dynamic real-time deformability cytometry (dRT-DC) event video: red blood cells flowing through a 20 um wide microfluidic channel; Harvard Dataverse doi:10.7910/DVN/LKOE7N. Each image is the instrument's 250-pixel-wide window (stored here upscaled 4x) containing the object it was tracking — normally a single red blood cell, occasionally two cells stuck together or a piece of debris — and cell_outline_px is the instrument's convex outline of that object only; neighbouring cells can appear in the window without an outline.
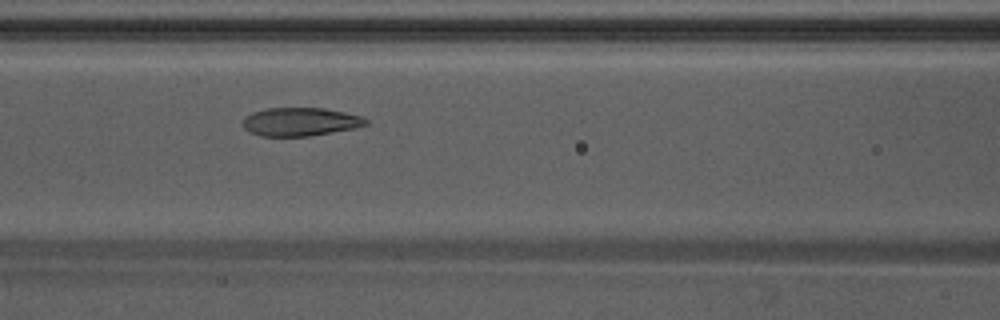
{"species": "Egyptian fruit bat (a non-hibernating species)", "species_latin": "Rousettus aegyptiacus", "temperature_condition": "warm", "stored_images_in_passage": 42, "camera_frame_rate_fps": 3000, "um_per_image_px": 0.085, "animal": {"sex": "male"}, "frame": {"image": 1, "passage_image": 18, "time_ms": 5.667, "image_size_px": [1000, 320], "cell_outline_px": [[368, 124], [356, 128], [308, 136], [260, 136], [248, 132], [244, 128], [244, 116], [252, 112], [268, 108], [324, 108], [364, 116], [368, 120]], "centroid_in_image_um": [25.54, 10.35], "position_along_channel_um": 141.1, "area_um2": 20.46}}
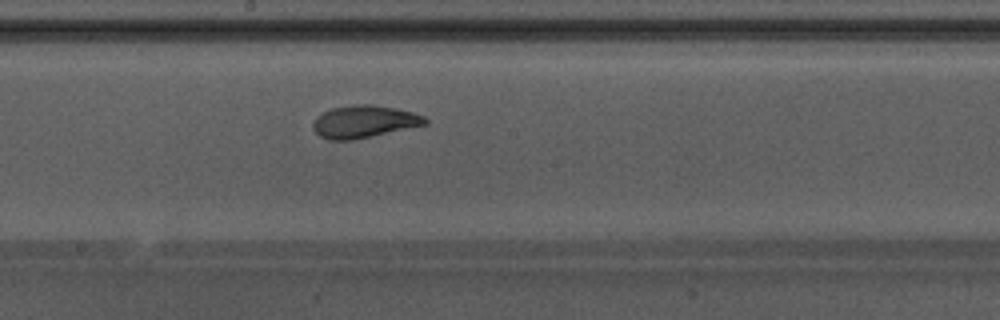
{"frame": {"image": 2, "passage_image": 24, "time_ms": 7.667, "image_size_px": [1000, 320], "cell_outline_px": [[428, 124], [352, 140], [328, 140], [320, 136], [312, 128], [312, 124], [316, 116], [332, 108], [352, 104], [372, 104], [412, 112], [424, 116], [428, 120]], "centroid_in_image_um": [30.92, 10.34], "position_along_channel_um": 217.3, "area_um2": 21.1}}
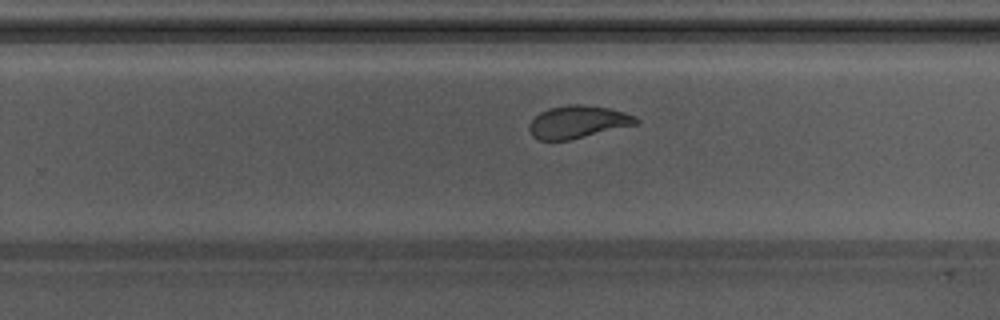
{"frame": {"image": 3, "passage_image": 29, "time_ms": 9.333, "image_size_px": [1000, 320], "cell_outline_px": [[640, 120], [636, 124], [568, 140], [540, 140], [532, 136], [528, 128], [528, 124], [540, 112], [548, 108], [568, 104], [584, 104], [608, 108], [624, 112], [636, 116]], "centroid_in_image_um": [49.09, 10.35], "position_along_channel_um": 280.7, "area_um2": 20.17}, "authors_computed_cell_mechanics": {"area_um2": 21.7906, "velocity_mm_per_s": 3.8218, "shape_relaxation_time_tau1_ms": 6.2121, "shape_relaxation_time_tau2_ms": 1.5825, "deformation_change_tau1": 0.1821, "deformation_change_tau2": 0.0765}}